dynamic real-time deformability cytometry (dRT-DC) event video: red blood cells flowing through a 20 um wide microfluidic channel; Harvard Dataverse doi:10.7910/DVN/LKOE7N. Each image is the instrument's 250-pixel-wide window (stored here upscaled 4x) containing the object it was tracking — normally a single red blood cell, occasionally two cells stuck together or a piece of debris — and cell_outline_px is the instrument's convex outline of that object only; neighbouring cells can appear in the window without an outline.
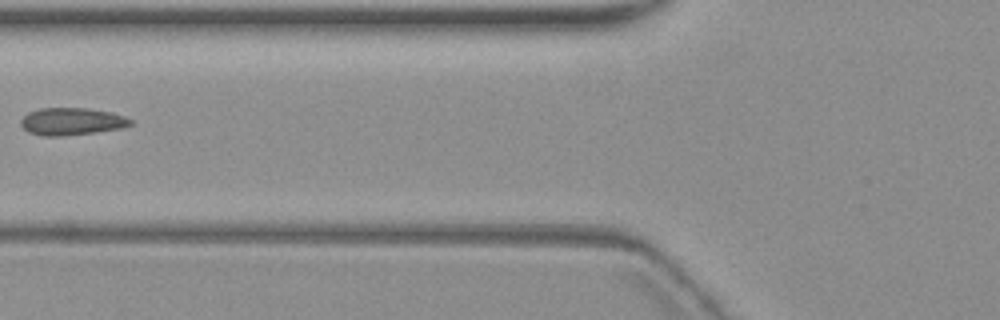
{"species": "common noctule bat (a hibernating species)", "species_latin": "Nyctalus noctula", "temperature_condition": "warm", "stored_images_in_passage": 4, "camera_frame_rate_fps": 3000, "um_per_image_px": 0.085, "animal": {"sex": "female", "body_mass_g": 19.3, "forearm_length_mm": 54.1}, "frame": {"image": 1, "passage_image": 4, "time_ms": 3.667, "image_size_px": [1000, 320], "cell_outline_px": [[132, 124], [120, 128], [96, 132], [64, 136], [40, 136], [28, 132], [20, 124], [20, 120], [28, 112], [40, 108], [88, 108], [108, 112], [124, 116], [132, 120]], "centroid_in_image_um": [6.05, 10.33], "position_along_channel_um": 119.8, "area_um2": 17.46}}